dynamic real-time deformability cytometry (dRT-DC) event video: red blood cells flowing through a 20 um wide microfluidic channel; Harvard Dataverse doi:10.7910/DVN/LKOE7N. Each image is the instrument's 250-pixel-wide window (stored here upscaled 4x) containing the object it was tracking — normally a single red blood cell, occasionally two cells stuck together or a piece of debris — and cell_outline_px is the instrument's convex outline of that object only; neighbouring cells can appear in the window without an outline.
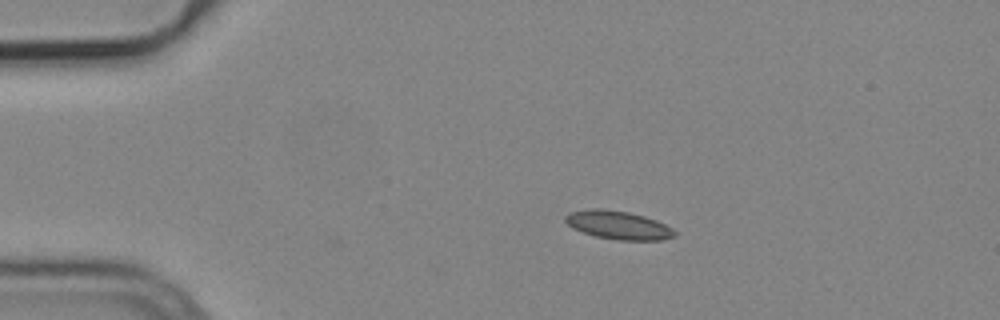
{"species": "common noctule bat (a hibernating species)", "species_latin": "Nyctalus noctula", "temperature_condition": "cold", "stored_images_in_passage": 37, "camera_frame_rate_fps": 3000, "um_per_image_px": 0.085, "animal": {"sex": "male", "body_mass_g": 19.2, "forearm_length_mm": 51.8}, "frame": {"image": 1, "passage_image": 1, "time_ms": 0.0, "image_size_px": [1000, 320], "cell_outline_px": [[676, 236], [660, 240], [620, 240], [596, 236], [572, 228], [564, 220], [564, 216], [568, 212], [592, 208], [600, 208], [628, 212], [644, 216], [656, 220], [672, 228], [676, 232]], "centroid_in_image_um": [52.54, 19.12], "position_along_channel_um": 32.5, "area_um2": 18.03}}
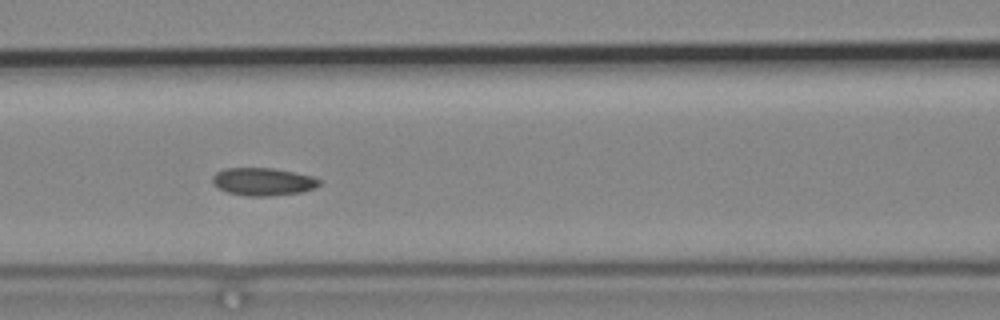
{"frame": {"image": 2, "passage_image": 14, "time_ms": 4.333, "image_size_px": [1000, 320], "cell_outline_px": [[320, 184], [312, 188], [300, 192], [268, 196], [248, 196], [228, 192], [220, 188], [212, 180], [212, 176], [216, 172], [224, 168], [272, 168], [312, 176], [320, 180]], "centroid_in_image_um": [22.34, 15.43], "position_along_channel_um": 144.3, "area_um2": 16.94}}
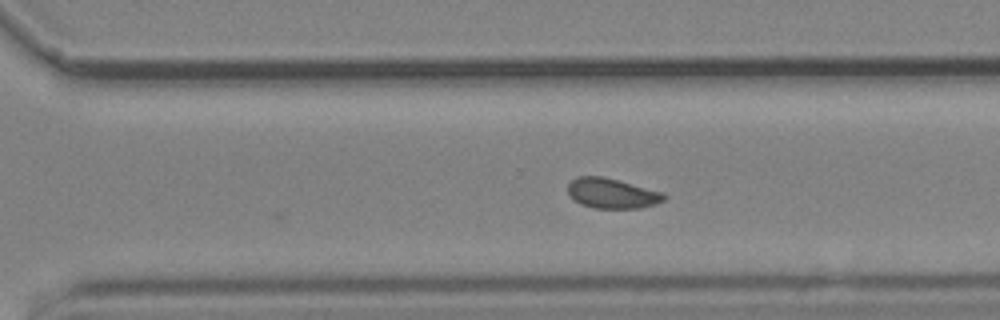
{"frame": {"image": 3, "passage_image": 28, "time_ms": 9.0, "image_size_px": [1000, 320], "cell_outline_px": [[668, 196], [664, 200], [656, 204], [640, 208], [592, 208], [580, 204], [572, 200], [568, 196], [568, 184], [576, 176], [604, 176], [620, 180], [660, 192]], "centroid_in_image_um": [51.97, 16.43], "position_along_channel_um": 318.6, "area_um2": 17.05}, "authors_computed_cell_mechanics": {"area_um2": 17.051, "velocity_mm_per_s": 3.7531, "shape_relaxation_time_tau1_ms": null, "shape_relaxation_time_tau2_ms": 2.9562, "deformation_change_tau1": null, "deformation_change_tau2": 0.0628}}